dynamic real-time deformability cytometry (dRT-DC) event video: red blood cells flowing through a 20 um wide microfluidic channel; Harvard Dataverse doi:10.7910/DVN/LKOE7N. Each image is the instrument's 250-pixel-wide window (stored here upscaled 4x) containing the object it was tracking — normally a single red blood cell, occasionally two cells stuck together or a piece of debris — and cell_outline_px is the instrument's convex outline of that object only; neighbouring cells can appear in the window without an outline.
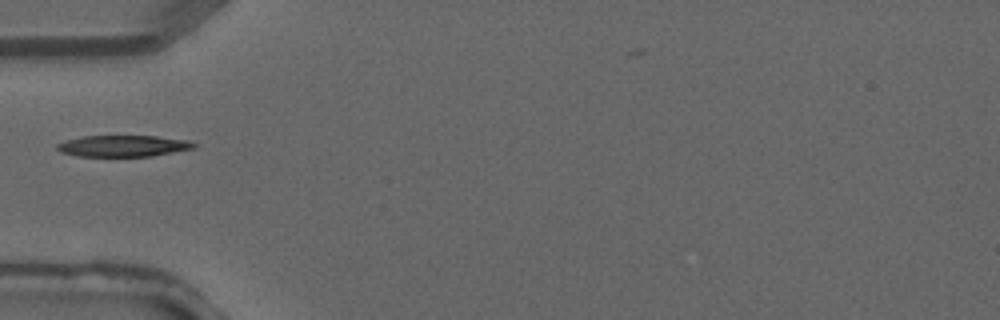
{"species": "common noctule bat (a hibernating species)", "species_latin": "Nyctalus noctula", "temperature_condition": "warm", "stored_images_in_passage": 1, "camera_frame_rate_fps": 3000, "um_per_image_px": 0.085, "animal": {"sex": "male", "forearm_length_mm": 52.5}, "frame": {"image": 1, "passage_image": 1, "time_ms": 0.0, "image_size_px": [1000, 320], "cell_outline_px": [[196, 148], [152, 156], [76, 156], [60, 152], [56, 148], [56, 144], [68, 140], [84, 136], [156, 136], [188, 140], [196, 144]], "centroid_in_image_um": [10.48, 12.41], "position_along_channel_um": 74.5, "area_um2": 16.99}}